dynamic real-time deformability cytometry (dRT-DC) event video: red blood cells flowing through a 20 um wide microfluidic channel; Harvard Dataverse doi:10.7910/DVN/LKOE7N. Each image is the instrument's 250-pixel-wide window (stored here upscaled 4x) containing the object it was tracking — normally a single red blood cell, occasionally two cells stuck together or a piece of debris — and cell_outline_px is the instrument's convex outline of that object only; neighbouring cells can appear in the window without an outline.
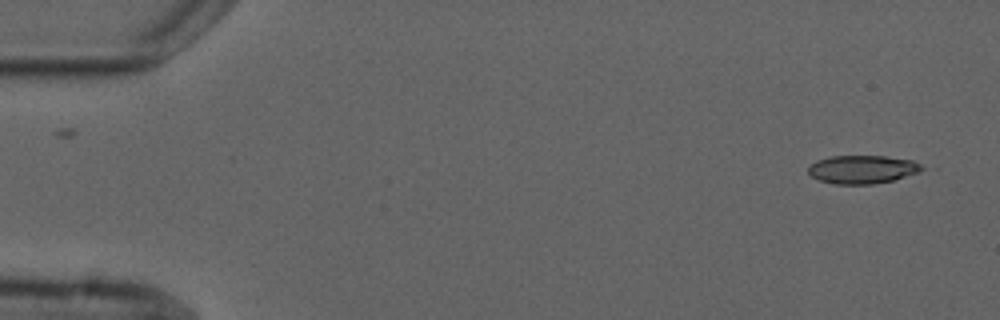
{"species": "common noctule bat (a hibernating species)", "species_latin": "Nyctalus noctula", "temperature_condition": "cold", "stored_images_in_passage": 2, "camera_frame_rate_fps": 3000, "um_per_image_px": 0.085, "animal": {"sex": "male", "forearm_length_mm": 52.5}, "frame": {"image": 1, "passage_image": 2, "time_ms": 1.333, "image_size_px": [1000, 320], "cell_outline_px": [[928, 168], [920, 172], [892, 180], [872, 184], [836, 184], [820, 180], [812, 176], [808, 172], [808, 168], [816, 160], [828, 156], [884, 156], [912, 160]], "centroid_in_image_um": [73.33, 14.39], "position_along_channel_um": 11.7, "area_um2": 18.73}}